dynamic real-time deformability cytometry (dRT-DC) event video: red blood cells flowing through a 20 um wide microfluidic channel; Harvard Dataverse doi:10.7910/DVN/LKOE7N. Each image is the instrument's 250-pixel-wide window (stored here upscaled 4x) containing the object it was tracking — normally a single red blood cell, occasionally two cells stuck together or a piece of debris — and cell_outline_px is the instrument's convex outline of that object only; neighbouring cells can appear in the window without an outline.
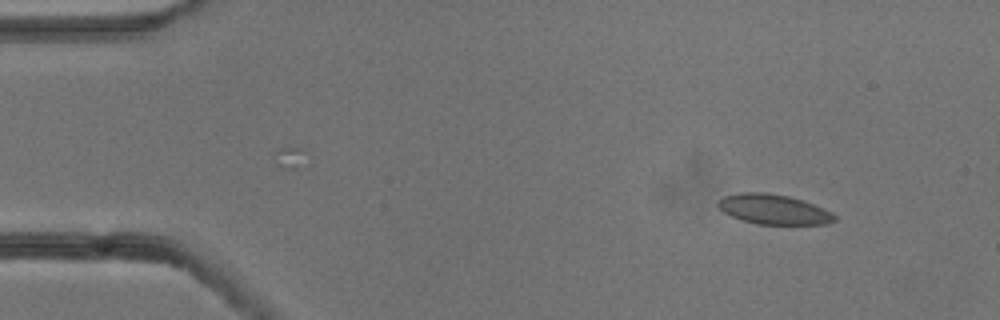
{"species": "common noctule bat (a hibernating species)", "species_latin": "Nyctalus noctula", "temperature_condition": "cold", "stored_images_in_passage": 4, "camera_frame_rate_fps": 3000, "um_per_image_px": 0.085, "animal": {"sex": "male", "body_mass_g": 13.3}, "frame": {"image": 1, "passage_image": 1, "time_ms": 0.0, "image_size_px": [1000, 320], "cell_outline_px": [[836, 220], [828, 224], [756, 224], [732, 216], [724, 212], [716, 204], [724, 196], [740, 192], [768, 192], [788, 196], [804, 200], [832, 212], [836, 216]], "centroid_in_image_um": [65.78, 17.78], "position_along_channel_um": 19.2, "area_um2": 20.29}}
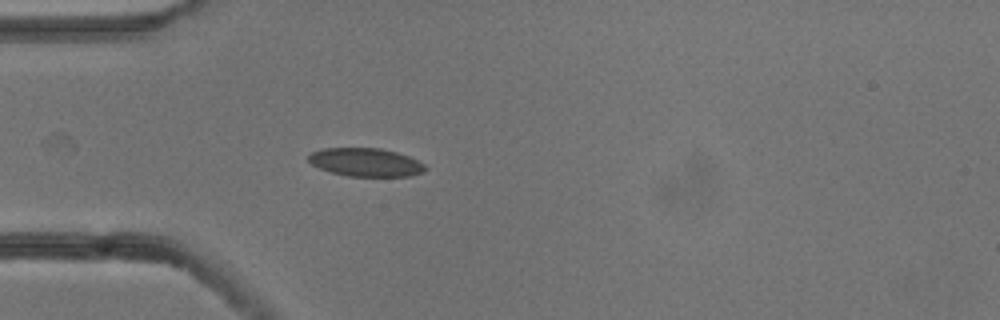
{"frame": {"image": 2, "passage_image": 4, "time_ms": 1.0, "image_size_px": [1000, 320], "cell_outline_px": [[428, 168], [424, 172], [408, 176], [348, 176], [332, 172], [320, 168], [312, 164], [308, 160], [308, 156], [312, 152], [324, 148], [380, 148], [396, 152], [408, 156], [424, 164]], "centroid_in_image_um": [31.1, 13.79], "position_along_channel_um": 53.9, "area_um2": 19.13}}